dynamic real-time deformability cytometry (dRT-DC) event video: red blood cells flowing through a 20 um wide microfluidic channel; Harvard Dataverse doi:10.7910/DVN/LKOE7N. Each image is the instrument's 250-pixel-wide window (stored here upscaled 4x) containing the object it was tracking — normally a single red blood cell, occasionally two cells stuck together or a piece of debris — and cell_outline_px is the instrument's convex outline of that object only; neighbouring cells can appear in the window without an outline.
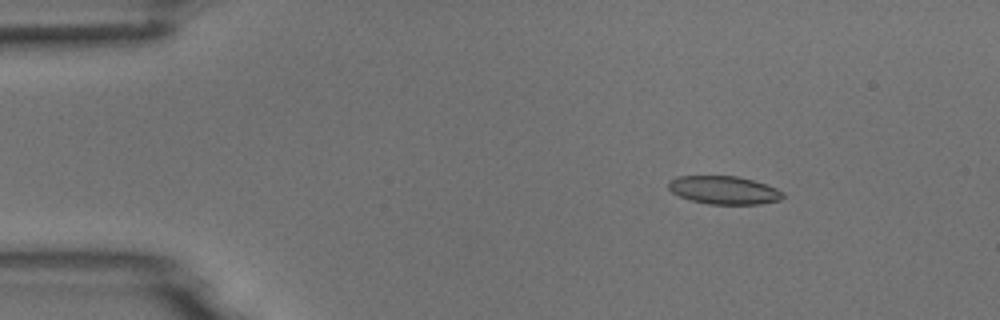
{"species": "common noctule bat (a hibernating species)", "species_latin": "Nyctalus noctula", "temperature_condition": "room temperature", "stored_images_in_passage": 6, "camera_frame_rate_fps": 3000, "um_per_image_px": 0.085, "animal": {"sex": "male", "body_mass_g": 18.8}, "frame": {"image": 1, "passage_image": 2, "time_ms": 1.333, "image_size_px": [1000, 320], "cell_outline_px": [[784, 196], [780, 200], [760, 204], [708, 204], [692, 200], [680, 196], [672, 192], [668, 188], [668, 180], [676, 176], [736, 176], [752, 180], [776, 188], [784, 192]], "centroid_in_image_um": [61.52, 16.16], "position_along_channel_um": 23.5, "area_um2": 18.73}}
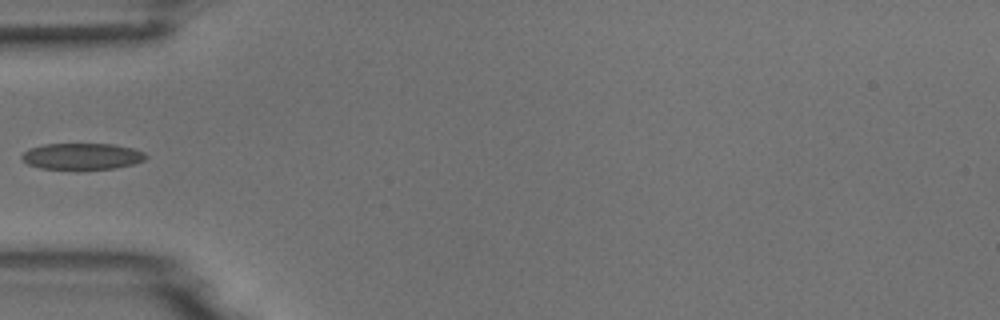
{"frame": {"image": 2, "passage_image": 5, "time_ms": 4.667, "image_size_px": [1000, 320], "cell_outline_px": [[148, 156], [144, 160], [132, 164], [116, 168], [40, 168], [28, 164], [20, 156], [28, 148], [44, 144], [112, 144], [132, 148], [144, 152]], "centroid_in_image_um": [6.97, 13.27], "position_along_channel_um": 78.0, "area_um2": 18.73}}